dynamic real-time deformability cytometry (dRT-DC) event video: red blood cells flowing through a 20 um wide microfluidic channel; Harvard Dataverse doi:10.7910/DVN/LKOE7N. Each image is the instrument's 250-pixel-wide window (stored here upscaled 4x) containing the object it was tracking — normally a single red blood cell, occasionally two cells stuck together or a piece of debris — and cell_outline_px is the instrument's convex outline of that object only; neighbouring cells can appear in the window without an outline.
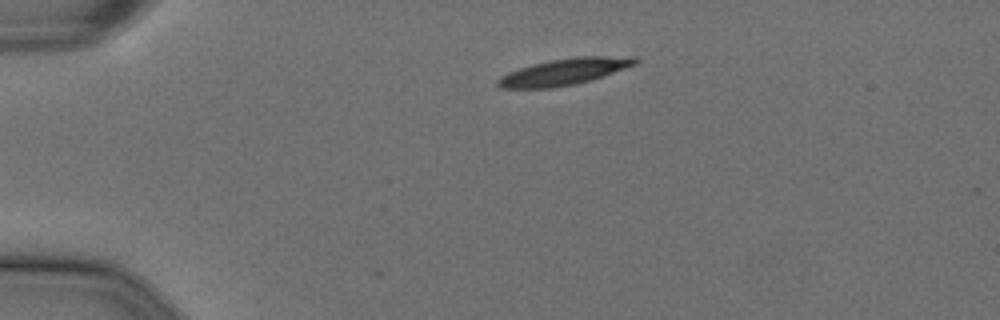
{"species": "Egyptian fruit bat (a non-hibernating species)", "species_latin": "Rousettus aegyptiacus", "temperature_condition": "cold", "stored_images_in_passage": 23, "camera_frame_rate_fps": 3000, "um_per_image_px": 0.085, "animal": {"sex": "female"}, "frame": {"image": 1, "passage_image": 1, "time_ms": 0.0, "image_size_px": [1000, 320], "cell_outline_px": [[640, 60], [636, 64], [592, 80], [576, 84], [552, 88], [500, 88], [496, 84], [496, 80], [500, 76], [508, 72], [532, 64], [552, 60], [576, 56], [636, 56]], "centroid_in_image_um": [47.97, 6.09], "position_along_channel_um": 37.0, "area_um2": 21.33}}
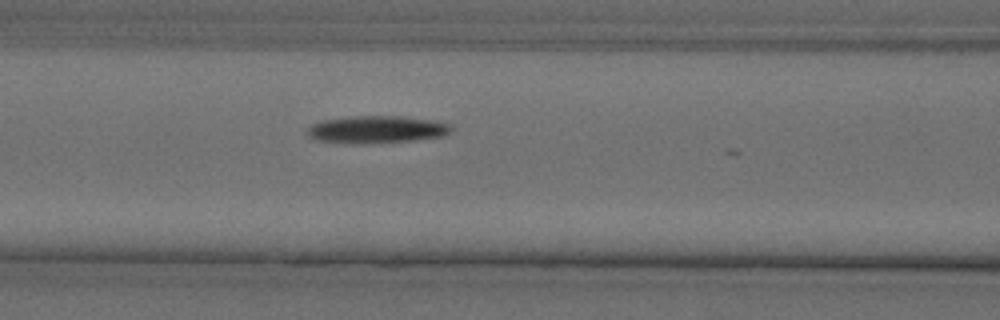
{"frame": {"image": 2, "passage_image": 13, "time_ms": 4.0, "image_size_px": [1000, 320], "cell_outline_px": [[452, 128], [444, 136], [412, 140], [368, 144], [348, 144], [316, 140], [308, 136], [304, 132], [312, 124], [324, 120], [352, 116], [400, 116], [432, 120], [452, 124]], "centroid_in_image_um": [31.97, 11.02], "position_along_channel_um": 134.6, "area_um2": 23.18}}
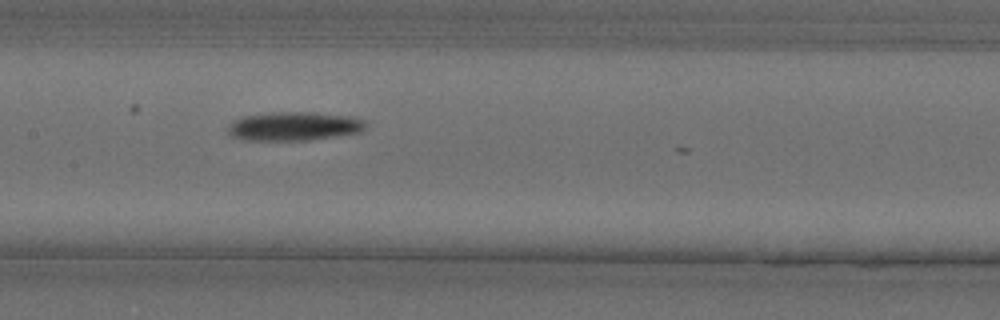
{"frame": {"image": 3, "passage_image": 17, "time_ms": 5.333, "image_size_px": [1000, 320], "cell_outline_px": [[368, 124], [360, 132], [308, 140], [244, 140], [232, 136], [228, 132], [228, 124], [244, 116], [272, 112], [312, 112], [352, 116], [364, 120]], "centroid_in_image_um": [25.0, 10.72], "position_along_channel_um": 182.4, "area_um2": 23.06}}